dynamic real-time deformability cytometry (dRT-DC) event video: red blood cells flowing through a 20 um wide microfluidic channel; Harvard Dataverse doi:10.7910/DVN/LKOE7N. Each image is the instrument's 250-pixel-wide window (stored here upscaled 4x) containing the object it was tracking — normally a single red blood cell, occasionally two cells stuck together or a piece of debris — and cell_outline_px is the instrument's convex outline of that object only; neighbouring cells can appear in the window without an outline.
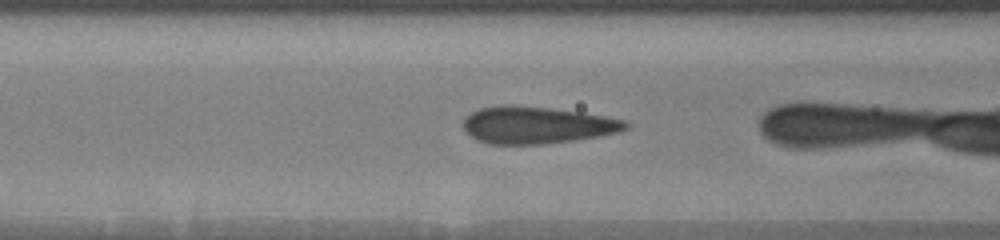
{"species": "human", "species_latin": "Homo sapiens", "temperature_condition": "warm", "stored_images_in_passage": 31, "camera_frame_rate_fps": 3000, "um_per_image_px": 0.085, "donor": {"sex": "male"}, "frame": {"image": 1, "passage_image": 4, "time_ms": 1.0, "image_size_px": [1000, 240], "cell_outline_px": [[632, 124], [628, 128], [616, 132], [596, 136], [572, 140], [540, 144], [488, 144], [476, 140], [468, 136], [464, 128], [464, 120], [472, 112], [480, 108], [500, 104], [512, 104], [552, 108], [584, 112], [624, 120]], "centroid_in_image_um": [45.6, 10.62], "position_along_channel_um": 121.0, "area_um2": 35.2}}
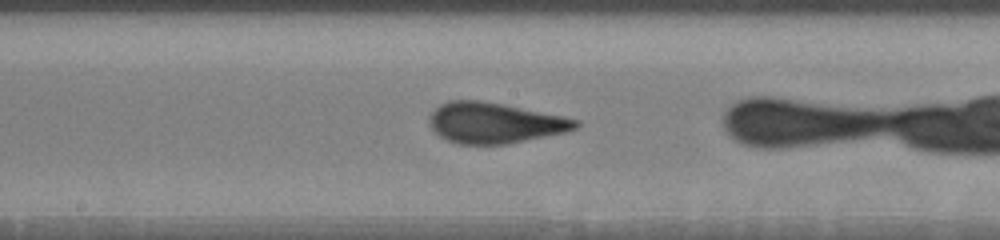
{"frame": {"image": 2, "passage_image": 14, "time_ms": 3.333, "image_size_px": [1000, 240], "cell_outline_px": [[580, 124], [576, 128], [568, 132], [508, 144], [456, 144], [440, 136], [428, 124], [428, 116], [440, 104], [448, 100], [480, 100], [504, 104], [564, 116], [580, 120]], "centroid_in_image_um": [42.06, 10.44], "position_along_channel_um": 206.1, "area_um2": 34.97}}
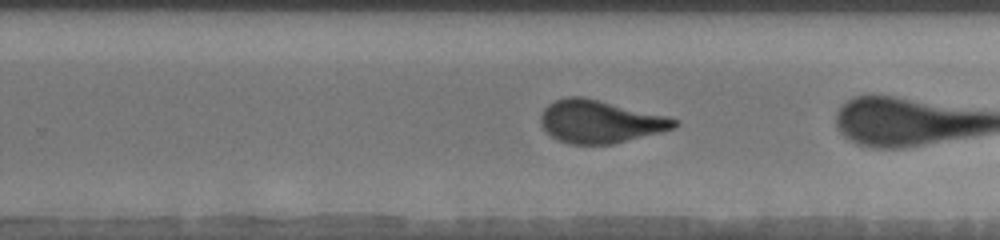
{"frame": {"image": 3, "passage_image": 22, "time_ms": 5.333, "image_size_px": [1000, 240], "cell_outline_px": [[680, 124], [676, 128], [612, 144], [568, 144], [552, 136], [540, 124], [540, 116], [544, 108], [548, 104], [556, 100], [568, 96], [584, 96], [668, 116], [680, 120]], "centroid_in_image_um": [51.03, 10.32], "position_along_channel_um": 278.8, "area_um2": 33.41}}